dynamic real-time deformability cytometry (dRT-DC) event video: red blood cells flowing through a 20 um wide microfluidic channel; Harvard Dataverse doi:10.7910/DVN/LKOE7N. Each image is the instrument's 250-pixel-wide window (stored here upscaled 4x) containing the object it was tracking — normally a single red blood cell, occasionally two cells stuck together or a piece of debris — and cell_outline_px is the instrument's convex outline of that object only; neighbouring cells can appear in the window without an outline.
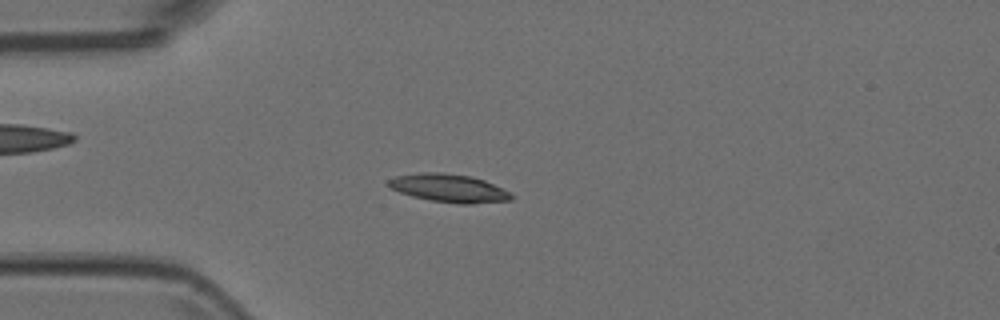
{"species": "Egyptian fruit bat (a non-hibernating species)", "species_latin": "Rousettus aegyptiacus", "temperature_condition": "room temperature", "stored_images_in_passage": 5, "camera_frame_rate_fps": 3000, "um_per_image_px": 0.085, "animal": {"sex": "female"}, "frame": {"image": 1, "passage_image": 4, "time_ms": 1.0, "image_size_px": [1000, 320], "cell_outline_px": [[516, 196], [512, 200], [472, 204], [460, 204], [432, 200], [412, 196], [400, 192], [392, 188], [388, 184], [388, 180], [396, 176], [420, 172], [440, 172], [472, 176], [484, 180]], "centroid_in_image_um": [38.18, 15.99], "position_along_channel_um": 46.8, "area_um2": 20.0}}